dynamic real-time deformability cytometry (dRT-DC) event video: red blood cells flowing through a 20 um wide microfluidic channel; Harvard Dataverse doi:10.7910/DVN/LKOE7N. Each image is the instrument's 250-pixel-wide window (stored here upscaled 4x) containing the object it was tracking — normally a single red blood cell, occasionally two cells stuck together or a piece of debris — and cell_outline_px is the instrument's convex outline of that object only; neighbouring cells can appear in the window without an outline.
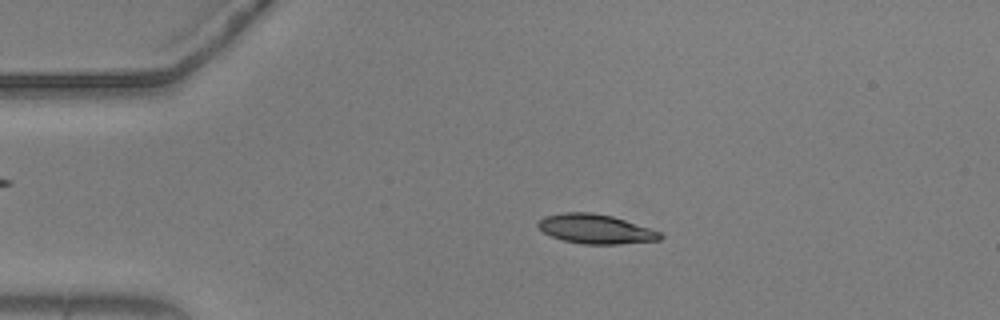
{"species": "common noctule bat (a hibernating species)", "species_latin": "Nyctalus noctula", "temperature_condition": "warm", "stored_images_in_passage": 54, "camera_frame_rate_fps": 3000, "um_per_image_px": 0.085, "animal": {"sex": "male", "body_mass_g": 20.5, "forearm_length_mm": 52.5}, "frame": {"image": 1, "passage_image": 11, "time_ms": 3.333, "image_size_px": [1000, 320], "cell_outline_px": [[664, 236], [660, 240], [620, 244], [584, 244], [564, 240], [552, 236], [544, 232], [536, 224], [544, 216], [564, 212], [592, 212], [612, 216], [660, 232]], "centroid_in_image_um": [50.62, 19.46], "position_along_channel_um": 34.4, "area_um2": 20.69}}
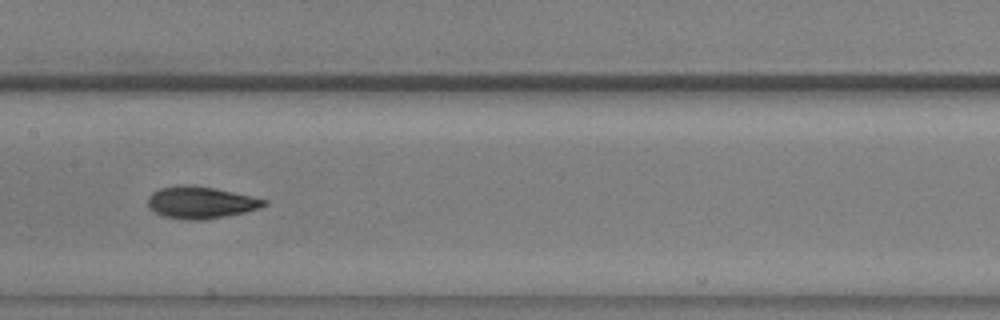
{"frame": {"image": 2, "passage_image": 27, "time_ms": 8.667, "image_size_px": [1000, 320], "cell_outline_px": [[268, 204], [260, 208], [244, 212], [224, 216], [200, 220], [188, 220], [164, 216], [156, 212], [148, 204], [148, 196], [152, 192], [160, 188], [184, 184], [212, 188], [252, 196], [268, 200]], "centroid_in_image_um": [17.08, 17.21], "position_along_channel_um": 190.3, "area_um2": 21.33}}
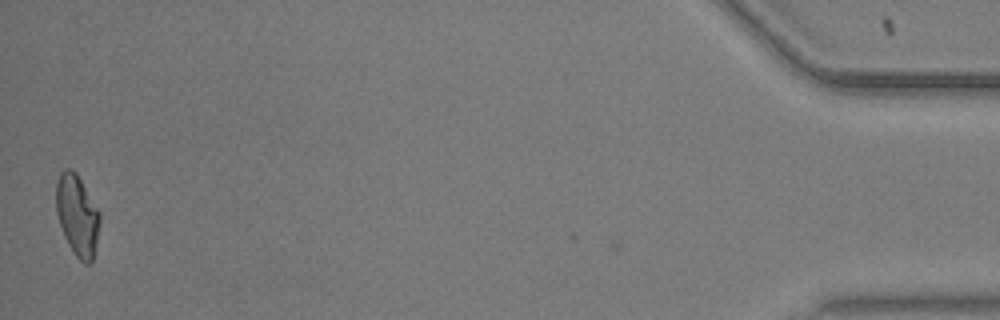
{"frame": {"image": 3, "passage_image": 54, "time_ms": 17.667, "image_size_px": [1000, 320], "cell_outline_px": [[100, 224], [92, 260], [88, 264], [84, 264], [76, 256], [68, 244], [64, 236], [56, 212], [56, 184], [60, 172], [64, 168], [72, 168], [76, 172], [100, 212]], "centroid_in_image_um": [6.56, 18.27], "position_along_channel_um": 428.6, "area_um2": 20.58}, "authors_computed_cell_mechanics": {"area_um2": 20.519, "velocity_mm_per_s": 3.6819, "shape_relaxation_time_tau1_ms": 4.9568, "shape_relaxation_time_tau2_ms": 1.7134, "deformation_change_tau1": 0.1735, "deformation_change_tau2": 0.0647}}